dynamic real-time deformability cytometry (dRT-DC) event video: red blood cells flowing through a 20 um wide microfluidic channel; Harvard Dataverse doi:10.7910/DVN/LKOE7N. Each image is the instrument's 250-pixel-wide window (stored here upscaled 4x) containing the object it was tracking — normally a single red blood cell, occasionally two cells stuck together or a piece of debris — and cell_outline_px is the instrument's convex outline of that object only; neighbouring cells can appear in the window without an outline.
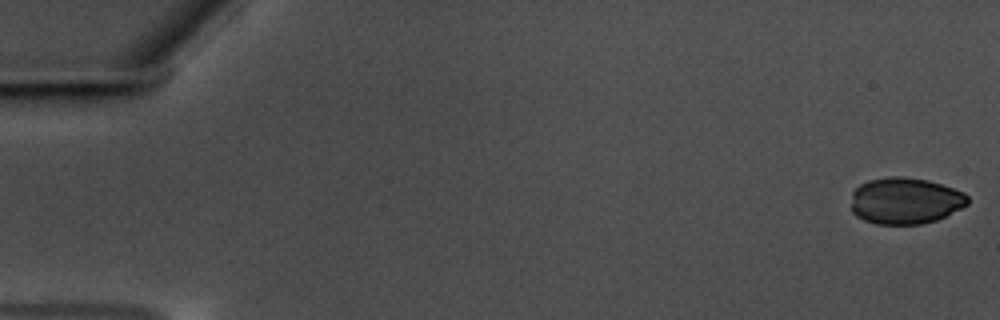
{"species": "common noctule bat (a hibernating species)", "species_latin": "Nyctalus noctula", "temperature_condition": "warm", "stored_images_in_passage": 19, "camera_frame_rate_fps": 3000, "um_per_image_px": 0.085, "animal": {"sex": "male", "body_mass_g": 17.5, "forearm_length_mm": 52.3}, "frame": {"image": 1, "passage_image": 1, "time_ms": 0.0, "image_size_px": [1000, 320], "cell_outline_px": [[968, 204], [936, 220], [920, 224], [876, 224], [864, 220], [856, 216], [852, 212], [852, 192], [860, 184], [868, 180], [892, 176], [900, 176], [928, 180], [964, 192], [968, 196]], "centroid_in_image_um": [76.92, 17.06], "position_along_channel_um": 8.1, "area_um2": 31.5}}